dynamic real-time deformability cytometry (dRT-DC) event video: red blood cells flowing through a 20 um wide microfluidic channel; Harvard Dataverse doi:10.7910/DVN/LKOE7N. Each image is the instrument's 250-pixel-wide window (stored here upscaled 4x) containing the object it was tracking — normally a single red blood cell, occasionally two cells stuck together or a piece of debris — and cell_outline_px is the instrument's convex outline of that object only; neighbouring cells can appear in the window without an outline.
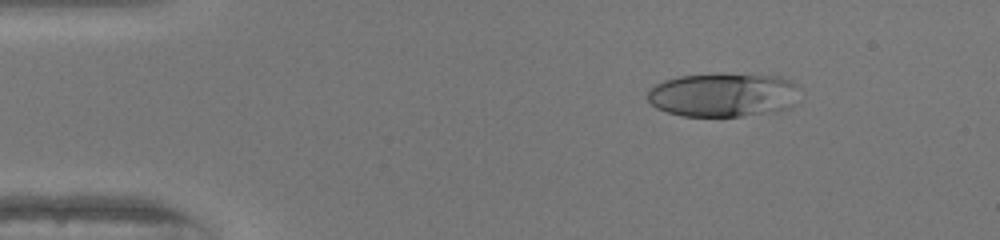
{"species": "human", "species_latin": "Homo sapiens", "temperature_condition": "warm", "stored_images_in_passage": 49, "camera_frame_rate_fps": 3000, "um_per_image_px": 0.085, "donor": {"sex": "female"}, "frame": {"image": 1, "passage_image": 7, "time_ms": 2.0, "image_size_px": [1000, 240], "cell_outline_px": [[800, 100], [796, 104], [788, 108], [776, 112], [740, 116], [680, 116], [656, 108], [648, 100], [648, 88], [664, 80], [680, 76], [780, 76], [792, 80], [800, 88]], "centroid_in_image_um": [61.55, 8.11], "position_along_channel_um": 23.5, "area_um2": 38.73}}
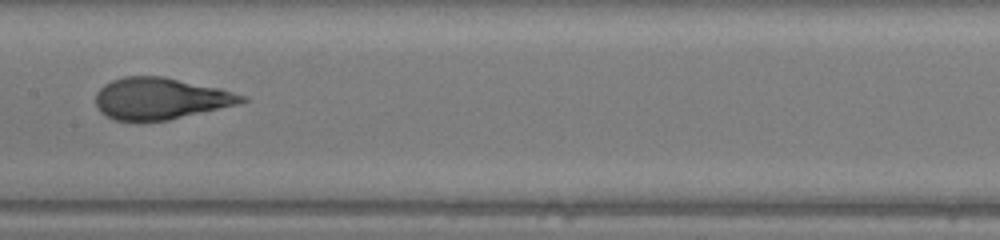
{"frame": {"image": 2, "passage_image": 25, "time_ms": 8.0, "image_size_px": [1000, 240], "cell_outline_px": [[248, 100], [240, 104], [168, 120], [112, 120], [100, 112], [96, 104], [96, 92], [104, 84], [112, 80], [124, 76], [164, 76], [220, 88], [248, 96]], "centroid_in_image_um": [13.66, 8.36], "position_along_channel_um": 193.7, "area_um2": 35.55}}
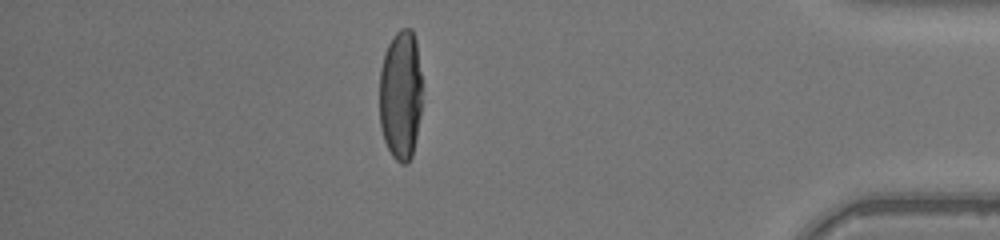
{"frame": {"image": 3, "passage_image": 43, "time_ms": 14.0, "image_size_px": [1000, 240], "cell_outline_px": [[420, 116], [412, 156], [408, 164], [400, 164], [392, 156], [384, 140], [380, 128], [380, 68], [384, 52], [392, 36], [400, 28], [412, 28], [416, 40], [420, 72]], "centroid_in_image_um": [34.03, 8.07], "position_along_channel_um": 401.2, "area_um2": 32.48}, "authors_computed_cell_mechanics": {"area_um2": 35.6626, "velocity_mm_per_s": 4.1612, "shape_relaxation_time_tau1_ms": 6.1039, "shape_relaxation_time_tau2_ms": null, "deformation_change_tau1": 0.299, "deformation_change_tau2": null}}